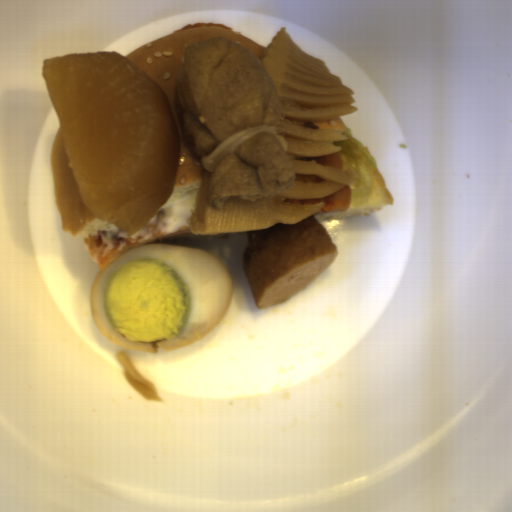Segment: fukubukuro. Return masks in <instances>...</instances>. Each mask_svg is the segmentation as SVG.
<instances>
[{"mask_svg": "<svg viewBox=\"0 0 512 512\" xmlns=\"http://www.w3.org/2000/svg\"><path fill=\"white\" fill-rule=\"evenodd\" d=\"M174 106L210 173L207 197L215 208L230 197L255 203L295 182L277 136L281 103L274 81L244 46L223 36L188 44Z\"/></svg>", "mask_w": 512, "mask_h": 512, "instance_id": "1", "label": "fukubukuro"}]
</instances>
